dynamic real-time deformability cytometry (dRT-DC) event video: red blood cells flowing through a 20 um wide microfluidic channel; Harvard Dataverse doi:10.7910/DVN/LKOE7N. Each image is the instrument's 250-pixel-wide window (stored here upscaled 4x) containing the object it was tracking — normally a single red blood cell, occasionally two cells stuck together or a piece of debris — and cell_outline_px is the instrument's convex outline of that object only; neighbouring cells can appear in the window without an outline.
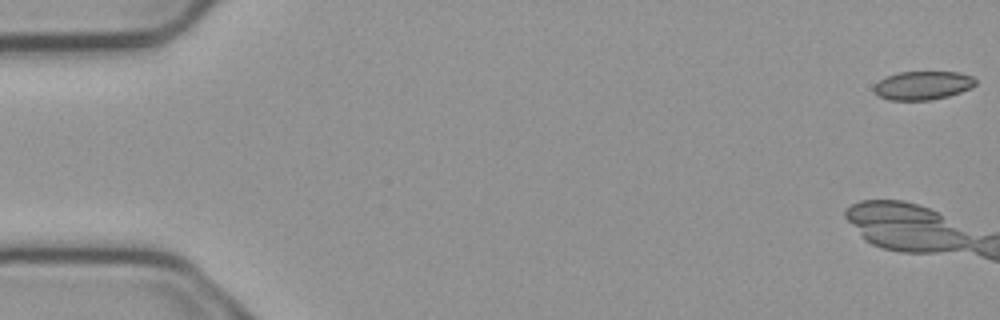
{"species": "common noctule bat (a hibernating species)", "species_latin": "Nyctalus noctula", "temperature_condition": "cold", "stored_images_in_passage": 4, "camera_frame_rate_fps": 3000, "um_per_image_px": 0.085, "animal": {"sex": "male", "body_mass_g": 23.1, "forearm_length_mm": 52.7}, "frame": {"image": 1, "passage_image": 1, "time_ms": 0.0, "image_size_px": [1000, 320], "cell_outline_px": [[976, 84], [972, 88], [948, 96], [928, 100], [888, 100], [880, 96], [872, 88], [884, 76], [896, 72], [960, 72], [972, 76], [976, 80]], "centroid_in_image_um": [78.44, 7.25], "position_along_channel_um": 6.6, "area_um2": 16.99}}